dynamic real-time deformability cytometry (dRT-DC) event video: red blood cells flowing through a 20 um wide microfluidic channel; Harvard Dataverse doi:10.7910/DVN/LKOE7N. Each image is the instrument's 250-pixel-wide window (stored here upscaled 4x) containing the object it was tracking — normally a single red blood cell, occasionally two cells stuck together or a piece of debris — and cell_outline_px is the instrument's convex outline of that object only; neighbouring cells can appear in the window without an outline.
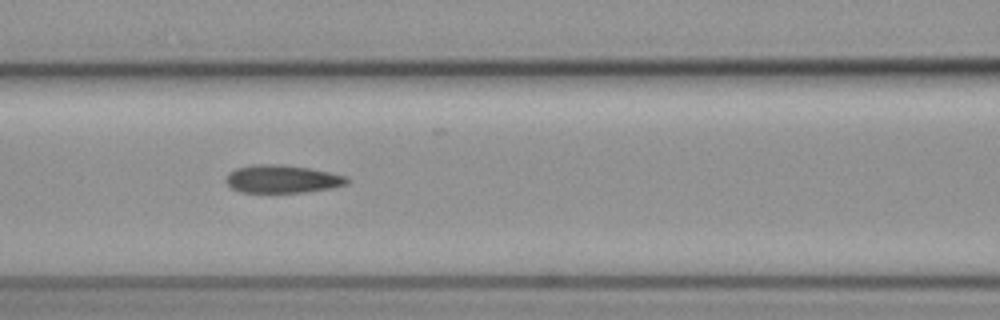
{"species": "common noctule bat (a hibernating species)", "species_latin": "Nyctalus noctula", "temperature_condition": "cold", "stored_images_in_passage": 7, "camera_frame_rate_fps": 3000, "um_per_image_px": 0.085, "animal": {"sex": "female", "body_mass_g": 19.3, "forearm_length_mm": 54.1}, "frame": {"image": 1, "passage_image": 7, "time_ms": 2.0, "image_size_px": [1000, 320], "cell_outline_px": [[348, 184], [332, 188], [304, 192], [240, 192], [232, 188], [224, 180], [228, 172], [236, 168], [252, 164], [284, 164], [308, 168], [328, 172], [344, 176], [348, 180]], "centroid_in_image_um": [23.94, 15.21], "position_along_channel_um": 142.7, "area_um2": 19.71}}